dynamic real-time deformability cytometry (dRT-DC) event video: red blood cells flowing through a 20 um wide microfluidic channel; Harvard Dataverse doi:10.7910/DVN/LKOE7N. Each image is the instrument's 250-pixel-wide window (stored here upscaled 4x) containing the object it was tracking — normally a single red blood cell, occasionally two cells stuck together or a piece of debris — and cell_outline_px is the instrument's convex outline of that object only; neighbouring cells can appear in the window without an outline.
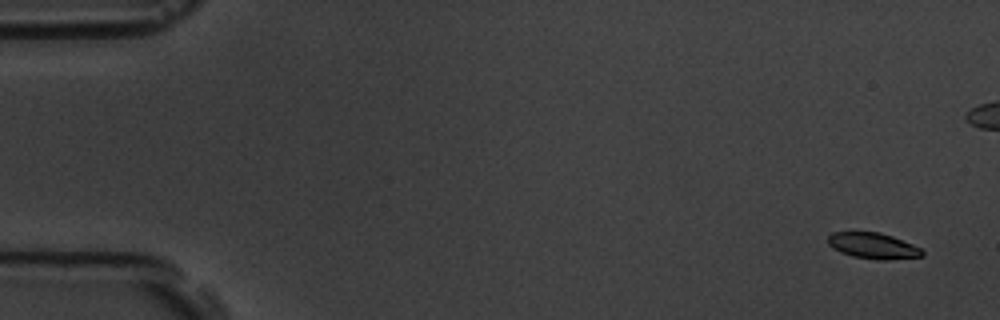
{"species": "common noctule bat (a hibernating species)", "species_latin": "Nyctalus noctula", "temperature_condition": "room temperature", "stored_images_in_passage": 6, "camera_frame_rate_fps": 3000, "um_per_image_px": 0.085, "animal": {"sex": "male", "body_mass_g": 19.5, "forearm_length_mm": 54.6}, "frame": {"image": 1, "passage_image": 1, "time_ms": 0.0, "image_size_px": [1000, 320], "cell_outline_px": [[924, 256], [884, 260], [880, 260], [852, 256], [840, 252], [832, 248], [828, 244], [828, 236], [832, 232], [880, 232], [892, 236], [912, 244], [920, 248], [924, 252]], "centroid_in_image_um": [74.2, 20.89], "position_along_channel_um": 10.8, "area_um2": 14.22}}